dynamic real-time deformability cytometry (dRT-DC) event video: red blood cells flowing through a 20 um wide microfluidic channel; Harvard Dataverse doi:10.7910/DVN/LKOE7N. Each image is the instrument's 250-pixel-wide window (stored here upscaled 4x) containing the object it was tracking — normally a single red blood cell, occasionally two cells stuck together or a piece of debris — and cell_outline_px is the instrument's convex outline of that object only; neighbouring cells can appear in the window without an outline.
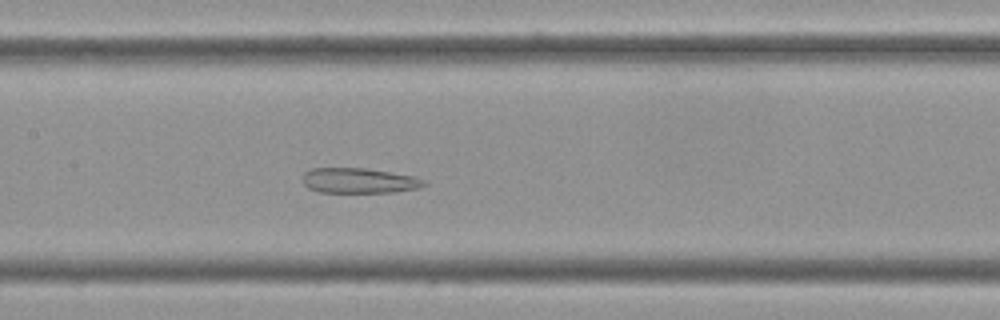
{"species": "Egyptian fruit bat (a non-hibernating species)", "species_latin": "Rousettus aegyptiacus", "temperature_condition": "cold", "stored_images_in_passage": 45, "segment_of_instrument_passage": [1, 2], "camera_frame_rate_fps": 3000, "um_per_image_px": 0.085, "frame": {"image": 1, "passage_image": 13, "time_ms": 4.0, "image_size_px": [1000, 320], "cell_outline_px": [[428, 184], [420, 188], [392, 192], [320, 192], [308, 188], [304, 184], [304, 172], [312, 168], [364, 168], [416, 176], [424, 180]], "centroid_in_image_um": [30.55, 15.35], "position_along_channel_um": 176.8, "area_um2": 17.8}}
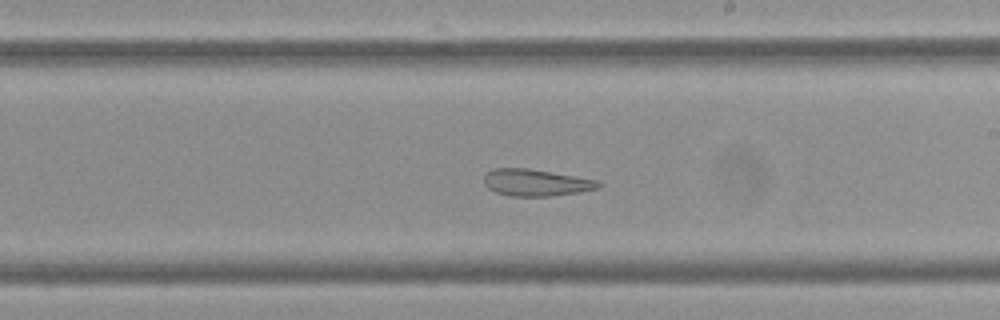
{"frame": {"image": 2, "passage_image": 19, "time_ms": 6.0, "image_size_px": [1000, 320], "cell_outline_px": [[604, 184], [600, 188], [580, 192], [552, 196], [508, 196], [496, 192], [488, 188], [484, 184], [484, 176], [492, 168], [528, 168], [600, 180]], "centroid_in_image_um": [45.6, 15.52], "position_along_channel_um": 243.4, "area_um2": 18.15}}
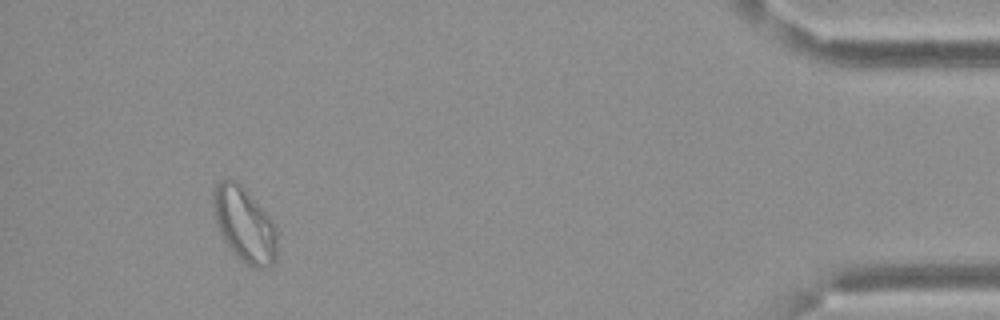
{"frame": {"image": 3, "passage_image": 40, "time_ms": 13.0, "image_size_px": [1000, 320], "cell_outline_px": [[276, 260], [272, 264], [264, 268], [252, 268], [244, 264], [232, 252], [220, 232], [216, 220], [212, 204], [212, 192], [216, 184], [220, 180], [236, 180], [244, 188], [276, 224]], "centroid_in_image_um": [20.77, 19.11], "position_along_channel_um": 414.4, "area_um2": 27.8}}